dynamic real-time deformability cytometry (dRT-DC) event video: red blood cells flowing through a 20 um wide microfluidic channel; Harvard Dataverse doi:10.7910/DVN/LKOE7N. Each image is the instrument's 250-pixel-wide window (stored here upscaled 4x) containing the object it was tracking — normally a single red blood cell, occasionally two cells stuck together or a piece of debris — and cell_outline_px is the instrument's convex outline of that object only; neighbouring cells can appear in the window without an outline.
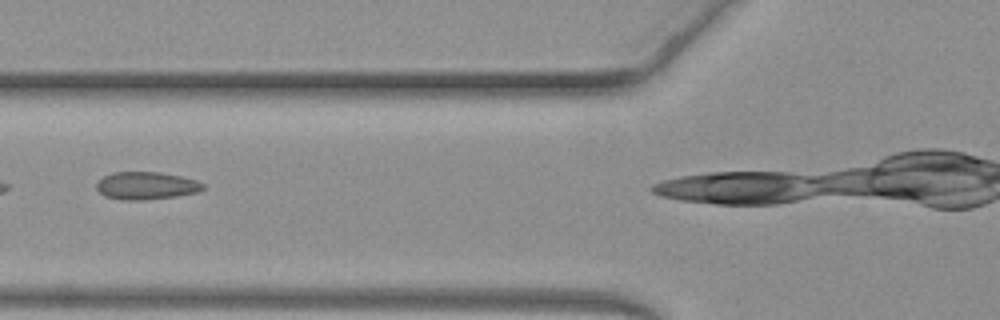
{"species": "common noctule bat (a hibernating species)", "species_latin": "Nyctalus noctula", "temperature_condition": "warm", "stored_images_in_passage": 18, "camera_frame_rate_fps": 3000, "um_per_image_px": 0.085, "animal": {"sex": "female", "body_mass_g": 19.3, "forearm_length_mm": 54.1}, "frame": {"image": 1, "passage_image": 8, "time_ms": 2.333, "image_size_px": [1000, 320], "cell_outline_px": [[204, 188], [200, 192], [176, 196], [144, 200], [120, 200], [104, 196], [96, 188], [96, 184], [104, 176], [112, 172], [160, 172], [180, 176], [196, 180], [204, 184]], "centroid_in_image_um": [12.43, 15.79], "position_along_channel_um": 113.4, "area_um2": 17.22}}